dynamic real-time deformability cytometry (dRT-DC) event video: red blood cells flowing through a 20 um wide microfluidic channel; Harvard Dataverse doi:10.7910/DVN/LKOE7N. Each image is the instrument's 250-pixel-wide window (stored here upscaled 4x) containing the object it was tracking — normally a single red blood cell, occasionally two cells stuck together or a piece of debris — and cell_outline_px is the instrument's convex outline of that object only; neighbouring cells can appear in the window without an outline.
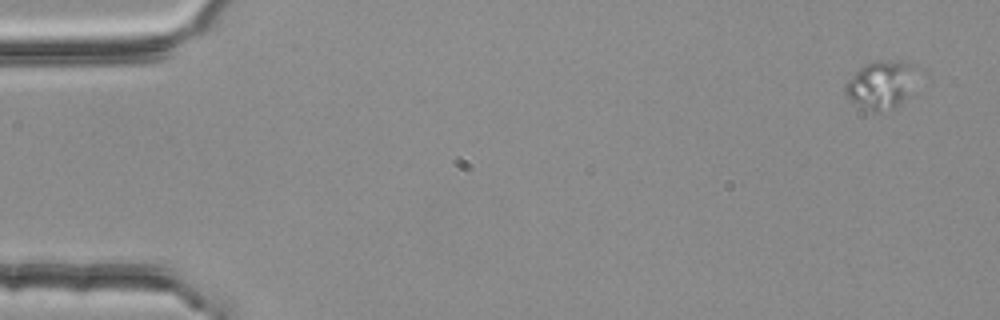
{"species": "common noctule bat (a hibernating species)", "species_latin": "Nyctalus noctula", "temperature_condition": "room temperature", "stored_images_in_passage": 4, "camera_frame_rate_fps": 3000, "um_per_image_px": 0.085, "animal": {"sex": "female", "body_mass_g": 25.1}, "frame": {"image": 1, "passage_image": 1, "time_ms": 0.0, "image_size_px": [1000, 320], "cell_outline_px": [[928, 76], [892, 108], [880, 112], [876, 112], [852, 100], [844, 92], [844, 88], [848, 80], [864, 64], [884, 60], [912, 60], [924, 68]], "centroid_in_image_um": [75.16, 7.08], "position_along_channel_um": 9.8, "area_um2": 21.15}}